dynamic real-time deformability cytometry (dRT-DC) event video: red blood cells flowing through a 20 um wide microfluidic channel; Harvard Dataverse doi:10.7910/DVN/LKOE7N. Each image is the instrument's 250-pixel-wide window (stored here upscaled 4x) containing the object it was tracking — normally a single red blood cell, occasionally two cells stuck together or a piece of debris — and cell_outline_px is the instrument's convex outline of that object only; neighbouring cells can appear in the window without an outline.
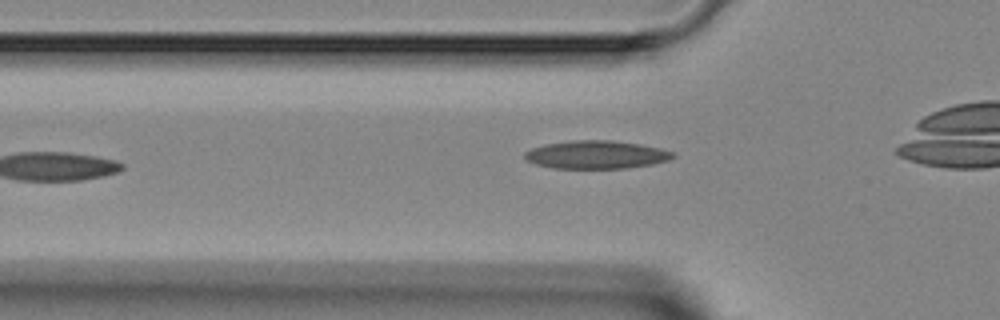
{"species": "Egyptian fruit bat (a non-hibernating species)", "species_latin": "Rousettus aegyptiacus", "temperature_condition": "room temperature", "stored_images_in_passage": 7, "camera_frame_rate_fps": 3000, "um_per_image_px": 0.085, "animal": {"sex": "female"}, "frame": {"image": 1, "passage_image": 5, "time_ms": 4.667, "image_size_px": [1000, 320], "cell_outline_px": [[676, 156], [668, 160], [652, 164], [624, 168], [552, 168], [536, 164], [528, 160], [524, 156], [524, 152], [532, 148], [544, 144], [572, 140], [612, 140], [640, 144], [660, 148], [672, 152]], "centroid_in_image_um": [50.67, 13.14], "position_along_channel_um": 75.1, "area_um2": 24.16}}